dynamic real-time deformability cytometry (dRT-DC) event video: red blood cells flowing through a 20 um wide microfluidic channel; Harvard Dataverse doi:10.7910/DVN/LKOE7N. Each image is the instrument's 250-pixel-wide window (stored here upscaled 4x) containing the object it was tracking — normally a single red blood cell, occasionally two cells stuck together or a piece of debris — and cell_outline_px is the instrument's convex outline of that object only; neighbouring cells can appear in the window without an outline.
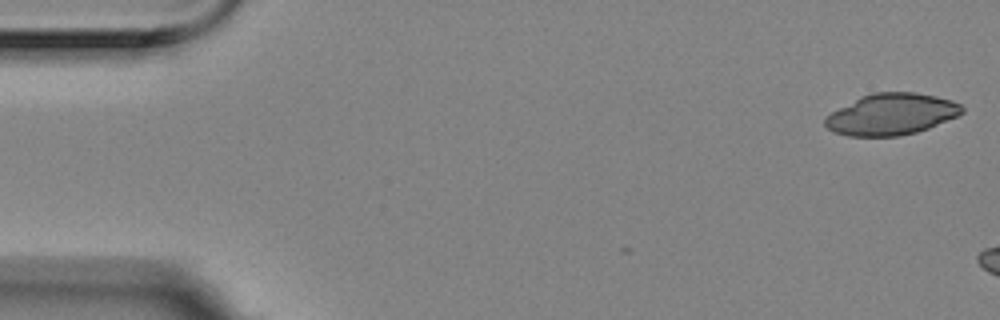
{"species": "Egyptian fruit bat (a non-hibernating species)", "species_latin": "Rousettus aegyptiacus", "temperature_condition": "room temperature", "stored_images_in_passage": 3, "camera_frame_rate_fps": 3000, "um_per_image_px": 0.085, "animal": {"sex": "female"}, "frame": {"image": 1, "passage_image": 1, "time_ms": 0.0, "image_size_px": [1000, 320], "cell_outline_px": [[964, 112], [956, 116], [928, 128], [916, 132], [900, 136], [848, 136], [832, 132], [824, 124], [824, 120], [832, 112], [860, 96], [872, 92], [916, 92], [936, 96], [952, 100], [960, 104], [964, 108]], "centroid_in_image_um": [75.76, 9.71], "position_along_channel_um": 9.2, "area_um2": 33.0}}